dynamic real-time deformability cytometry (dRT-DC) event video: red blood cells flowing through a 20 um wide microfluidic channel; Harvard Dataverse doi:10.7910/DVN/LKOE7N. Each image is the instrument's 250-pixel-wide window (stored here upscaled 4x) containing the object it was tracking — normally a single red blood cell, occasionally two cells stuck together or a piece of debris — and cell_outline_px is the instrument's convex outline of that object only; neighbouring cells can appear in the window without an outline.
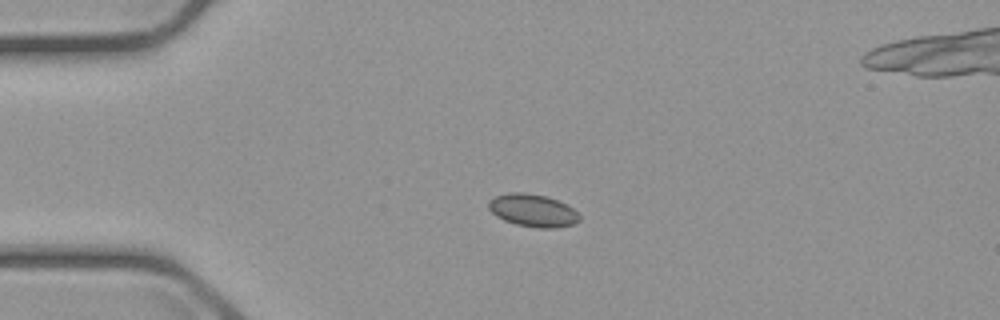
{"species": "common noctule bat (a hibernating species)", "species_latin": "Nyctalus noctula", "temperature_condition": "cold", "stored_images_in_passage": 45, "camera_frame_rate_fps": 3000, "um_per_image_px": 0.085, "animal": {"sex": "male", "body_mass_g": 23.1, "forearm_length_mm": 52.7}, "frame": {"image": 1, "passage_image": 1, "time_ms": 0.0, "image_size_px": [1000, 320], "cell_outline_px": [[580, 220], [572, 224], [556, 228], [540, 228], [516, 224], [504, 220], [496, 216], [488, 208], [488, 200], [496, 196], [508, 192], [524, 192], [544, 196], [556, 200], [572, 208], [580, 216]], "centroid_in_image_um": [45.25, 17.88], "position_along_channel_um": 39.7, "area_um2": 17.11}}
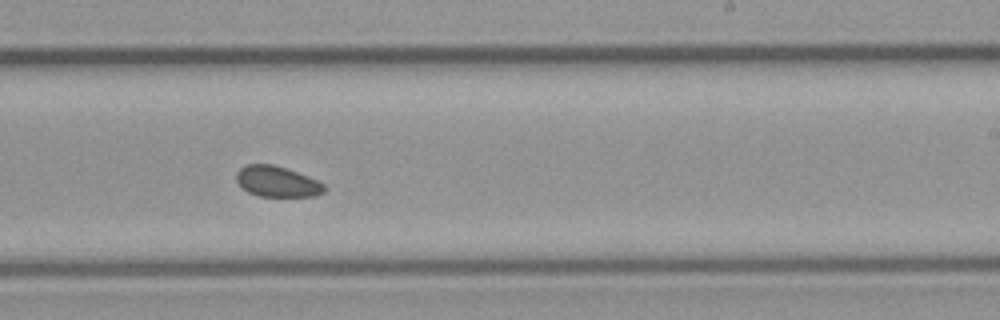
{"frame": {"image": 2, "passage_image": 22, "time_ms": 7.0, "image_size_px": [1000, 320], "cell_outline_px": [[324, 192], [316, 196], [260, 196], [248, 192], [236, 180], [236, 172], [244, 164], [272, 164], [308, 176], [324, 184]], "centroid_in_image_um": [23.53, 15.43], "position_along_channel_um": 265.5, "area_um2": 15.55}}
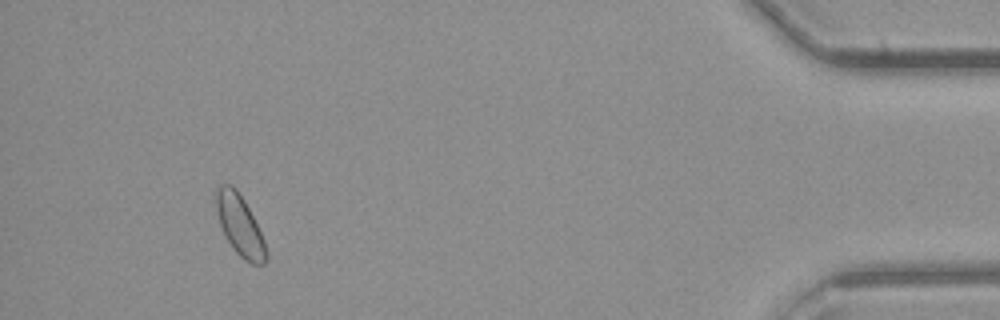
{"frame": {"image": 3, "passage_image": 40, "time_ms": 13.0, "image_size_px": [1000, 320], "cell_outline_px": [[268, 256], [264, 264], [252, 264], [244, 260], [232, 248], [220, 224], [216, 208], [216, 192], [220, 184], [232, 184], [236, 188], [244, 200], [264, 240]], "centroid_in_image_um": [20.39, 19.16], "position_along_channel_um": 414.8, "area_um2": 17.34}}